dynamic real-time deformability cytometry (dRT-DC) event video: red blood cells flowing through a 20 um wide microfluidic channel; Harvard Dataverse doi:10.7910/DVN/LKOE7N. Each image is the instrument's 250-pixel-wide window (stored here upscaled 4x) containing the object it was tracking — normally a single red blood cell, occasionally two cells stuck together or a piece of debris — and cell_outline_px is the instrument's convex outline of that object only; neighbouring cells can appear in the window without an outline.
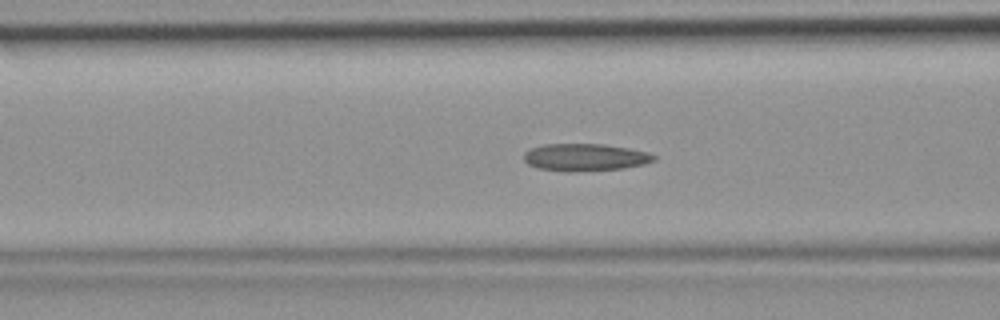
{"species": "common noctule bat (a hibernating species)", "species_latin": "Nyctalus noctula", "temperature_condition": "room temperature", "stored_images_in_passage": 33, "camera_frame_rate_fps": 3000, "um_per_image_px": 0.085, "animal": {"sex": "female", "body_mass_g": 19.9}, "frame": {"image": 1, "passage_image": 4, "time_ms": 1.0, "image_size_px": [1000, 320], "cell_outline_px": [[656, 160], [644, 164], [624, 168], [576, 172], [564, 172], [536, 168], [528, 164], [524, 160], [524, 152], [528, 148], [544, 144], [604, 144], [628, 148], [648, 152], [656, 156]], "centroid_in_image_um": [49.7, 13.37], "position_along_channel_um": 116.9, "area_um2": 21.04}}
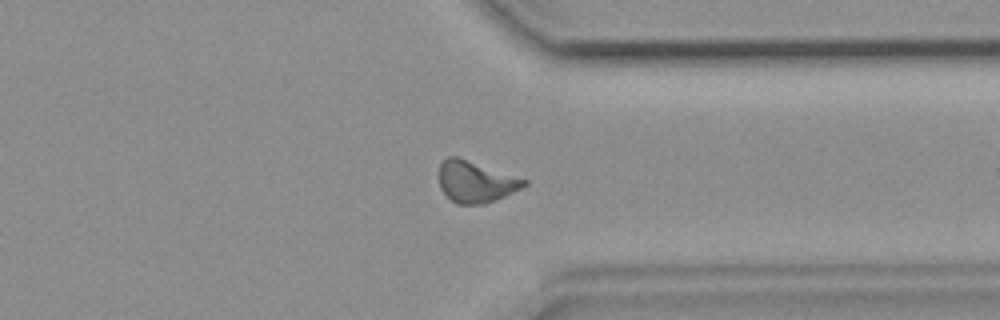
{"frame": {"image": 2, "passage_image": 22, "time_ms": 7.0, "image_size_px": [1000, 320], "cell_outline_px": [[528, 184], [504, 196], [484, 204], [456, 204], [440, 188], [440, 164], [448, 156], [456, 156], [528, 180]], "centroid_in_image_um": [40.43, 15.45], "position_along_channel_um": 371.0, "area_um2": 20.11}}
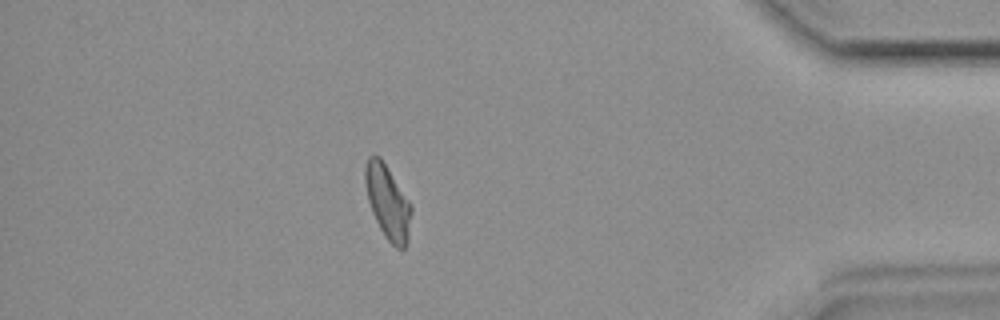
{"frame": {"image": 3, "passage_image": 27, "time_ms": 8.667, "image_size_px": [1000, 320], "cell_outline_px": [[412, 212], [408, 240], [404, 248], [396, 248], [384, 236], [372, 212], [368, 200], [364, 184], [364, 168], [368, 156], [380, 156], [412, 204]], "centroid_in_image_um": [32.96, 17.16], "position_along_channel_um": 402.2, "area_um2": 20.0}}